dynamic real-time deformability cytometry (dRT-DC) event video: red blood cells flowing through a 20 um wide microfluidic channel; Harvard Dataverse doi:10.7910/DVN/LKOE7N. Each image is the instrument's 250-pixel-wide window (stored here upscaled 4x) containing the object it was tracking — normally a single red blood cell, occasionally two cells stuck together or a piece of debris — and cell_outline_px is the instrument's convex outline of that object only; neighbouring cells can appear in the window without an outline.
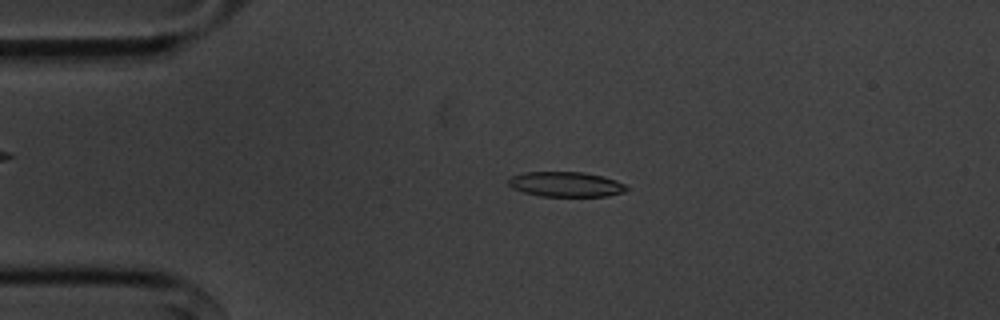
{"species": "common noctule bat (a hibernating species)", "species_latin": "Nyctalus noctula", "temperature_condition": "cold", "stored_images_in_passage": 55, "camera_frame_rate_fps": 3000, "um_per_image_px": 0.085, "animal": {"sex": "male", "body_mass_g": 20.1, "forearm_length_mm": 53.5}, "frame": {"image": 1, "passage_image": 12, "time_ms": 3.667, "image_size_px": [1000, 320], "cell_outline_px": [[628, 188], [624, 192], [608, 196], [540, 196], [524, 192], [512, 188], [508, 184], [508, 180], [512, 176], [524, 172], [584, 172], [604, 176], [616, 180], [624, 184]], "centroid_in_image_um": [48.11, 15.66], "position_along_channel_um": 36.9, "area_um2": 17.22}}
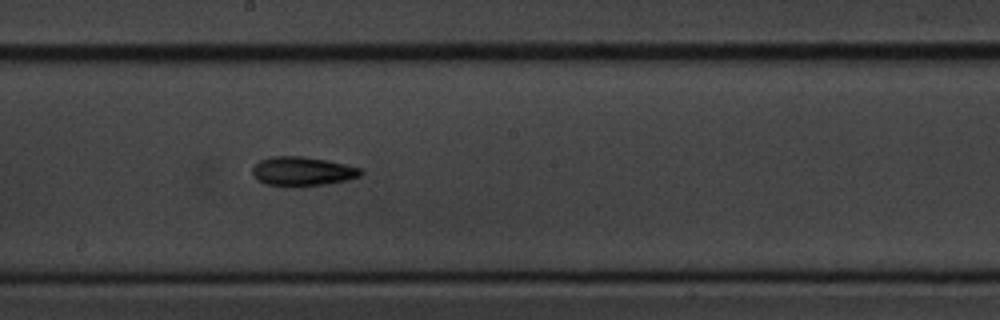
{"frame": {"image": 2, "passage_image": 30, "time_ms": 9.667, "image_size_px": [1000, 320], "cell_outline_px": [[364, 172], [360, 176], [348, 180], [328, 184], [268, 184], [260, 180], [252, 172], [252, 168], [260, 160], [272, 156], [304, 156], [344, 164], [360, 168]], "centroid_in_image_um": [25.76, 14.52], "position_along_channel_um": 222.4, "area_um2": 17.63}}
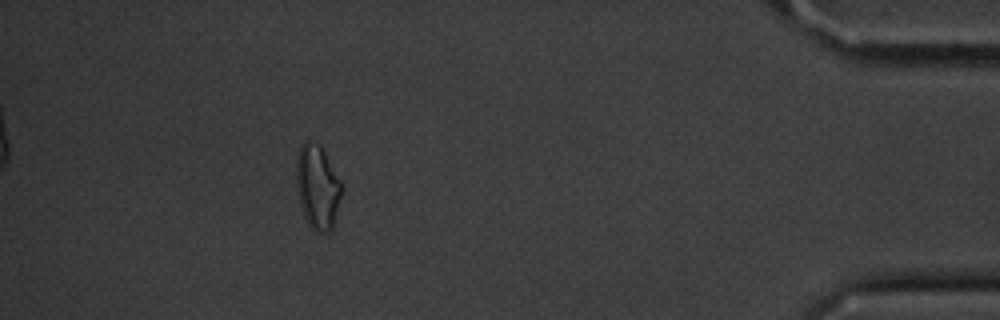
{"frame": {"image": 3, "passage_image": 50, "time_ms": 16.333, "image_size_px": [1000, 320], "cell_outline_px": [[340, 196], [332, 228], [328, 232], [316, 232], [308, 224], [304, 216], [300, 204], [296, 184], [296, 164], [300, 148], [308, 140], [320, 144], [340, 180]], "centroid_in_image_um": [26.96, 15.9], "position_along_channel_um": 408.2, "area_um2": 21.68}, "authors_computed_cell_mechanics": {"area_um2": 17.8024, "velocity_mm_per_s": 3.5858, "shape_relaxation_time_tau1_ms": 2.679, "shape_relaxation_time_tau2_ms": 9.7686, "deformation_change_tau1": 0.095, "deformation_change_tau2": 0.1827}}